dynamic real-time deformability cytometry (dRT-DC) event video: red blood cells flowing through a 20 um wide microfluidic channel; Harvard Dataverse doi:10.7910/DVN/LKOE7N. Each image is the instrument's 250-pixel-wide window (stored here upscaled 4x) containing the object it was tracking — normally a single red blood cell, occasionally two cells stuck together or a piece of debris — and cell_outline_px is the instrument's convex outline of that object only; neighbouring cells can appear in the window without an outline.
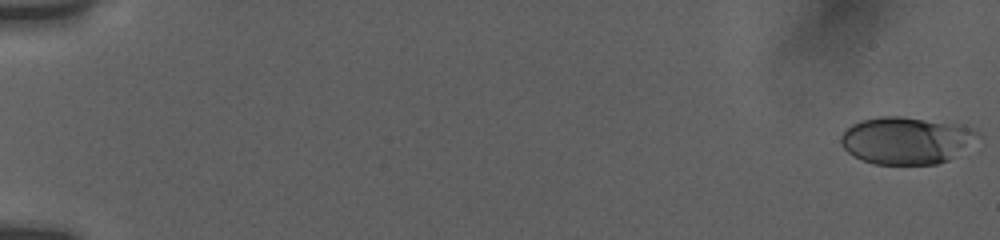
{"species": "human", "species_latin": "Homo sapiens", "temperature_condition": "room temperature", "stored_images_in_passage": 13, "camera_frame_rate_fps": 3000, "um_per_image_px": 0.085, "donor": {"sex": "female"}, "frame": {"image": 1, "passage_image": 1, "time_ms": 0.0, "image_size_px": [1000, 240], "cell_outline_px": [[980, 136], [948, 160], [936, 164], [876, 164], [852, 156], [840, 144], [840, 136], [852, 124], [860, 120], [880, 116], [904, 116], [964, 124], [980, 132]], "centroid_in_image_um": [77.03, 11.91], "position_along_channel_um": 8.0, "area_um2": 37.8}}